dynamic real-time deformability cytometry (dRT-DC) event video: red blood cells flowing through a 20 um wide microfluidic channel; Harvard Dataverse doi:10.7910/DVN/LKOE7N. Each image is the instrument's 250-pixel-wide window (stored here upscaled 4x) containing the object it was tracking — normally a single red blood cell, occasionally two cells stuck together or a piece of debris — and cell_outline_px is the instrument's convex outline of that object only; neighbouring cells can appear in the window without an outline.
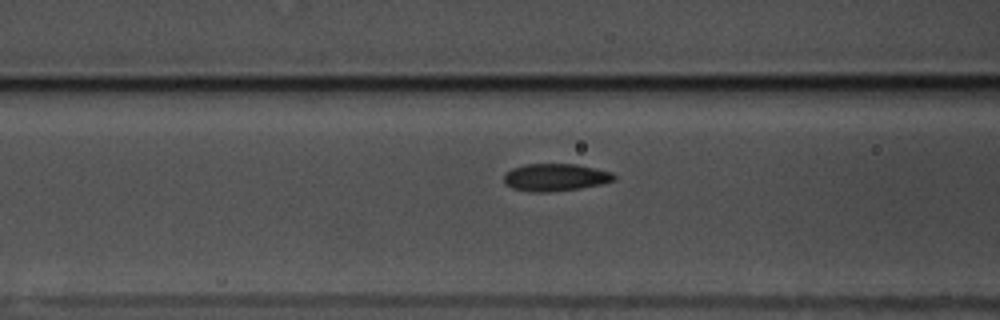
{"species": "common noctule bat (a hibernating species)", "species_latin": "Nyctalus noctula", "temperature_condition": "warm", "stored_images_in_passage": 45, "camera_frame_rate_fps": 3000, "um_per_image_px": 0.085, "animal": {"sex": "male", "body_mass_g": 17.5, "forearm_length_mm": 52.3}, "frame": {"image": 1, "passage_image": 10, "time_ms": 3.0, "image_size_px": [1000, 320], "cell_outline_px": [[616, 180], [600, 184], [580, 188], [548, 192], [528, 192], [512, 188], [504, 184], [504, 172], [512, 168], [524, 164], [576, 164], [596, 168], [612, 172], [616, 176]], "centroid_in_image_um": [47.18, 15.07], "position_along_channel_um": 119.4, "area_um2": 17.8}}
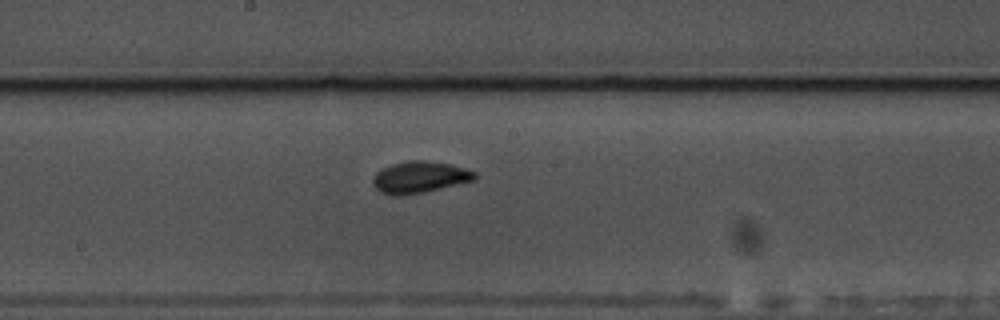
{"frame": {"image": 2, "passage_image": 18, "time_ms": 5.667, "image_size_px": [1000, 320], "cell_outline_px": [[476, 176], [472, 180], [424, 192], [404, 196], [392, 196], [380, 192], [372, 184], [372, 180], [376, 172], [392, 164], [408, 160], [424, 160], [452, 164], [476, 172]], "centroid_in_image_um": [35.62, 15.06], "position_along_channel_um": 212.6, "area_um2": 18.73}}
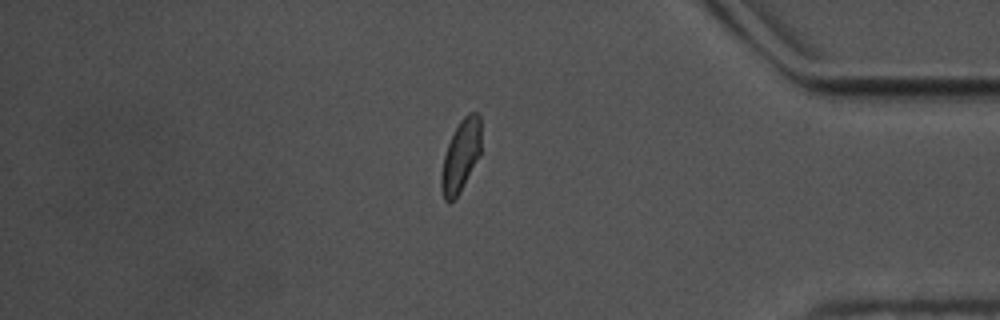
{"frame": {"image": 3, "passage_image": 36, "time_ms": 11.667, "image_size_px": [1000, 320], "cell_outline_px": [[480, 156], [460, 192], [448, 204], [444, 200], [440, 188], [440, 176], [444, 156], [448, 144], [460, 120], [468, 112], [480, 112]], "centroid_in_image_um": [39.16, 13.26], "position_along_channel_um": 396.0, "area_um2": 16.76}, "authors_computed_cell_mechanics": {"area_um2": 17.3978, "velocity_mm_per_s": 3.5059, "shape_relaxation_time_tau1_ms": 4.2463, "shape_relaxation_time_tau2_ms": 1.0048, "deformation_change_tau1": 0.1263, "deformation_change_tau2": 0.0626}}